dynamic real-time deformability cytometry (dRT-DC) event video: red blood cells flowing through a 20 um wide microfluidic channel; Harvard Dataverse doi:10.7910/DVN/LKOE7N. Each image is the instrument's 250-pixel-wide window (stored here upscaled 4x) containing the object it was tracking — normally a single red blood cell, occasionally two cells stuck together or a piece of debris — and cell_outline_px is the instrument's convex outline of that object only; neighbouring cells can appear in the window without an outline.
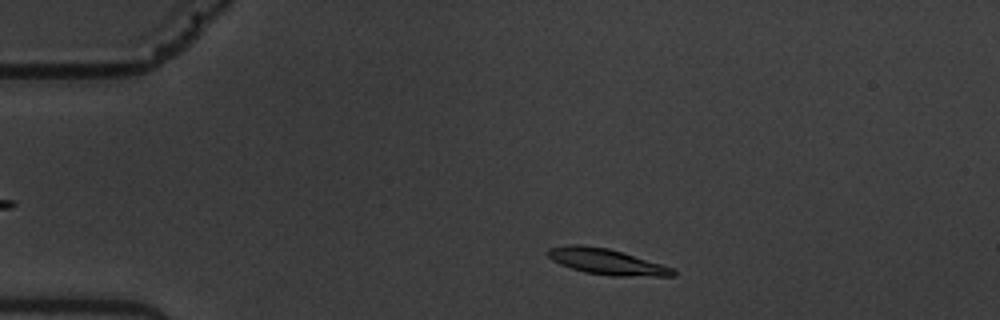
{"species": "common noctule bat (a hibernating species)", "species_latin": "Nyctalus noctula", "temperature_condition": "warm", "stored_images_in_passage": 5, "camera_frame_rate_fps": 3000, "um_per_image_px": 0.085, "animal": {"sex": "male", "body_mass_g": 19.5, "forearm_length_mm": 54.6}, "frame": {"image": 1, "passage_image": 2, "time_ms": 1.333, "image_size_px": [1000, 320], "cell_outline_px": [[676, 276], [612, 276], [584, 272], [560, 264], [552, 260], [544, 252], [548, 248], [572, 244], [576, 244], [608, 248], [660, 264], [672, 268], [676, 272]], "centroid_in_image_um": [51.5, 22.24], "position_along_channel_um": 33.5, "area_um2": 18.61}}
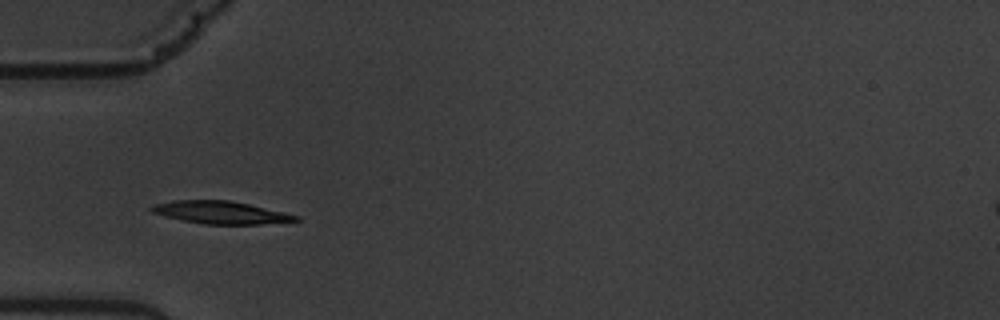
{"frame": {"image": 2, "passage_image": 4, "time_ms": 3.667, "image_size_px": [1000, 320], "cell_outline_px": [[300, 220], [260, 224], [204, 224], [184, 220], [152, 212], [148, 208], [156, 204], [172, 200], [228, 200], [248, 204], [284, 212], [300, 216]], "centroid_in_image_um": [18.78, 18.05], "position_along_channel_um": 66.2, "area_um2": 18.67}}
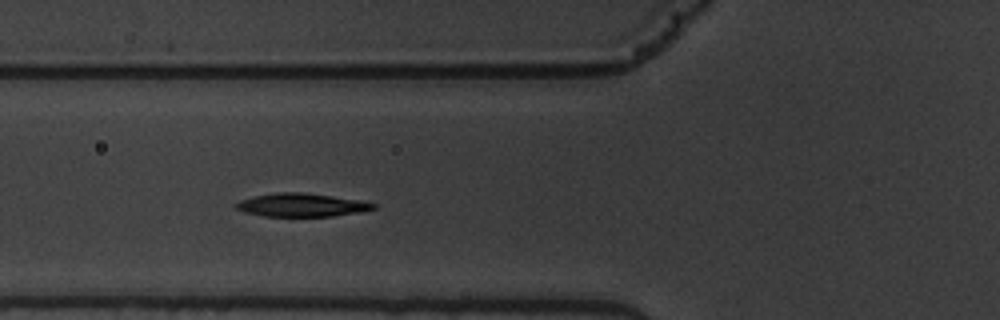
{"frame": {"image": 3, "passage_image": 5, "time_ms": 4.667, "image_size_px": [1000, 320], "cell_outline_px": [[376, 208], [360, 212], [332, 216], [260, 216], [244, 212], [236, 208], [236, 204], [240, 200], [252, 196], [276, 192], [300, 192], [332, 196], [360, 200], [376, 204]], "centroid_in_image_um": [25.61, 17.42], "position_along_channel_um": 100.2, "area_um2": 18.61}}